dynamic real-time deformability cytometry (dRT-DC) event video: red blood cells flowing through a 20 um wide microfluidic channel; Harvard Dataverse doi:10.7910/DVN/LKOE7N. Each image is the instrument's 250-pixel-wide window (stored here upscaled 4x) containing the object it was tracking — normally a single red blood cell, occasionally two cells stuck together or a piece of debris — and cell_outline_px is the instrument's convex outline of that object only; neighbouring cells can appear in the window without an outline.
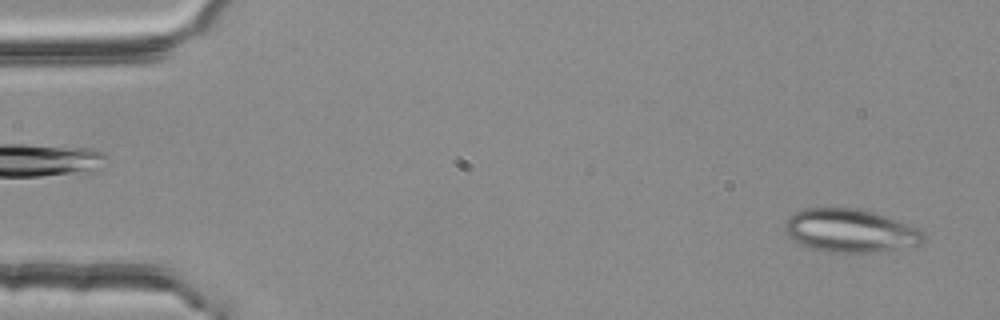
{"species": "common noctule bat (a hibernating species)", "species_latin": "Nyctalus noctula", "temperature_condition": "room temperature", "stored_images_in_passage": 53, "segment_of_instrument_passage": [1, 2], "camera_frame_rate_fps": 3000, "um_per_image_px": 0.085, "animal": {"sex": "female", "body_mass_g": 25.1}, "frame": {"image": 1, "passage_image": 2, "time_ms": 0.333, "image_size_px": [1000, 320], "cell_outline_px": [[924, 240], [920, 244], [876, 252], [828, 252], [800, 244], [792, 240], [784, 232], [784, 224], [788, 216], [792, 212], [804, 208], [860, 208], [884, 216], [916, 228], [924, 232]], "centroid_in_image_um": [72.19, 19.6], "position_along_channel_um": 12.8, "area_um2": 34.74}}